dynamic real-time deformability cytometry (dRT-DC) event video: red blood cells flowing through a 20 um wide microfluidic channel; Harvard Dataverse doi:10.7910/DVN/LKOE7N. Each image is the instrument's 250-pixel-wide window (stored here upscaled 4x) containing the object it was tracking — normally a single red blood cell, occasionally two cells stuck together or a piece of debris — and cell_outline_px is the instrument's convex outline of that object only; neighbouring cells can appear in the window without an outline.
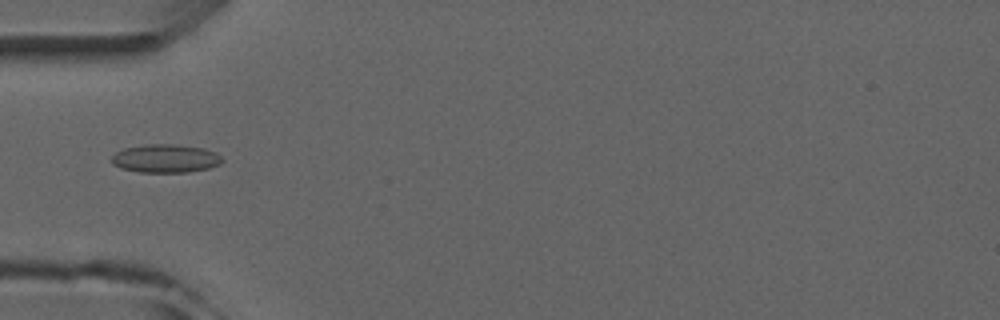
{"species": "common noctule bat (a hibernating species)", "species_latin": "Nyctalus noctula", "temperature_condition": "room temperature", "stored_images_in_passage": 4, "camera_frame_rate_fps": 3000, "um_per_image_px": 0.085, "animal": {"sex": "male", "forearm_length_mm": 52.5}, "frame": {"image": 1, "passage_image": 3, "time_ms": 2.333, "image_size_px": [1000, 320], "cell_outline_px": [[224, 160], [220, 164], [208, 168], [188, 172], [140, 172], [120, 168], [112, 164], [112, 156], [116, 152], [124, 148], [148, 144], [176, 144], [204, 148], [216, 152]], "centroid_in_image_um": [14.08, 13.47], "position_along_channel_um": 70.9, "area_um2": 18.32}}
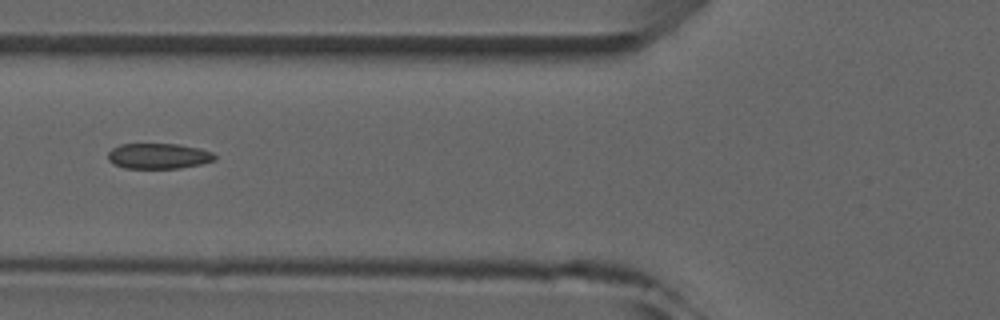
{"frame": {"image": 2, "passage_image": 4, "time_ms": 3.333, "image_size_px": [1000, 320], "cell_outline_px": [[216, 160], [200, 164], [180, 168], [124, 168], [112, 164], [108, 160], [108, 152], [112, 148], [120, 144], [180, 144], [200, 148], [212, 152], [216, 156]], "centroid_in_image_um": [13.47, 13.26], "position_along_channel_um": 112.3, "area_um2": 16.01}}